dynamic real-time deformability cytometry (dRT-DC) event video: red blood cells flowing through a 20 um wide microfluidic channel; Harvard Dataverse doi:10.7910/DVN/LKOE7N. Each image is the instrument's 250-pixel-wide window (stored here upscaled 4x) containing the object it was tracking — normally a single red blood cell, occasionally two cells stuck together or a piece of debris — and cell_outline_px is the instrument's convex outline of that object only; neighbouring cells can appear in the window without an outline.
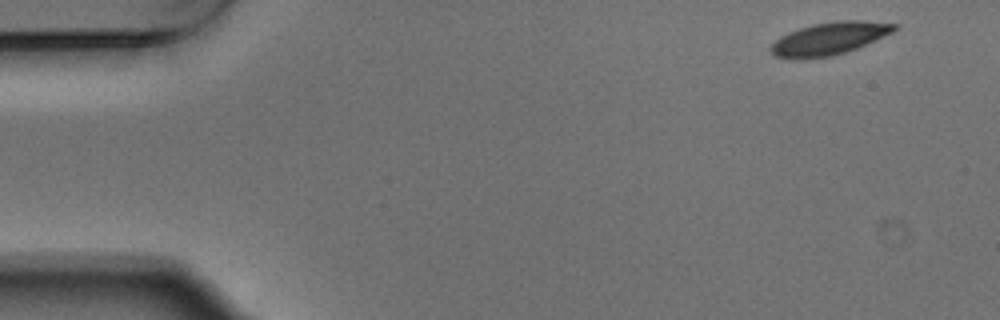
{"species": "Egyptian fruit bat (a non-hibernating species)", "species_latin": "Rousettus aegyptiacus", "temperature_condition": "warm", "stored_images_in_passage": 5, "segment_of_instrument_passage": [1, 2], "camera_frame_rate_fps": 3000, "um_per_image_px": 0.085, "animal": {"sex": "male"}, "frame": {"image": 1, "passage_image": 1, "time_ms": 0.0, "image_size_px": [1000, 320], "cell_outline_px": [[900, 28], [892, 32], [856, 48], [832, 56], [800, 60], [792, 60], [776, 56], [768, 48], [780, 36], [788, 32], [812, 24], [836, 20], [864, 20], [900, 24]], "centroid_in_image_um": [70.48, 3.28], "position_along_channel_um": 14.5, "area_um2": 23.7}}